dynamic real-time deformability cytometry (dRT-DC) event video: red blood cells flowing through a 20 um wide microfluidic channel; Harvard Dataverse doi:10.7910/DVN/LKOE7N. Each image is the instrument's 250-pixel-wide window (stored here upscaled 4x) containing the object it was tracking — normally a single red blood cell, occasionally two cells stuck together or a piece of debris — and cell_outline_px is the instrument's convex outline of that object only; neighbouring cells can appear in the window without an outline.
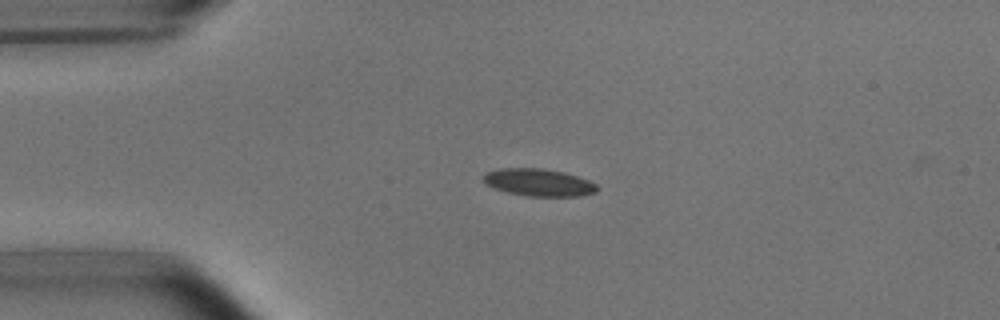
{"species": "common noctule bat (a hibernating species)", "species_latin": "Nyctalus noctula", "temperature_condition": "room temperature", "stored_images_in_passage": 49, "camera_frame_rate_fps": 3000, "um_per_image_px": 0.085, "animal": {"sex": "male", "body_mass_g": 15.6}, "frame": {"image": 1, "passage_image": 9, "time_ms": 2.667, "image_size_px": [1000, 320], "cell_outline_px": [[596, 192], [580, 196], [524, 196], [508, 192], [496, 188], [488, 184], [484, 180], [484, 176], [488, 172], [500, 168], [544, 168], [564, 172], [588, 180], [596, 184]], "centroid_in_image_um": [45.81, 15.5], "position_along_channel_um": 39.2, "area_um2": 17.86}}
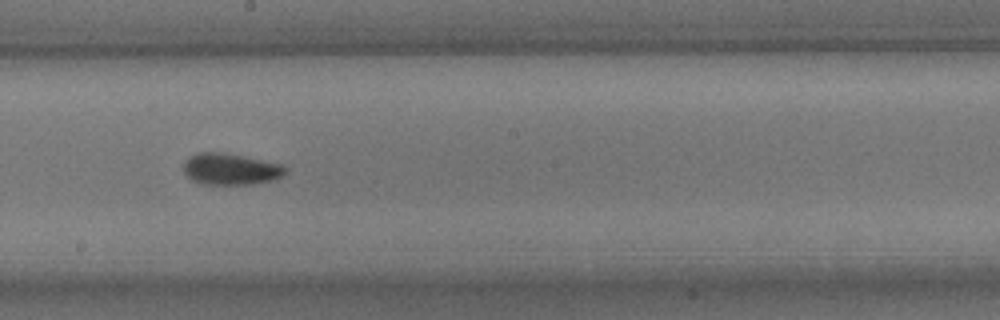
{"frame": {"image": 2, "passage_image": 26, "time_ms": 8.333, "image_size_px": [1000, 320], "cell_outline_px": [[288, 172], [272, 180], [252, 184], [200, 184], [192, 180], [184, 172], [184, 160], [188, 156], [200, 152], [220, 152], [280, 164], [288, 168]], "centroid_in_image_um": [19.56, 14.38], "position_along_channel_um": 228.6, "area_um2": 18.5}}
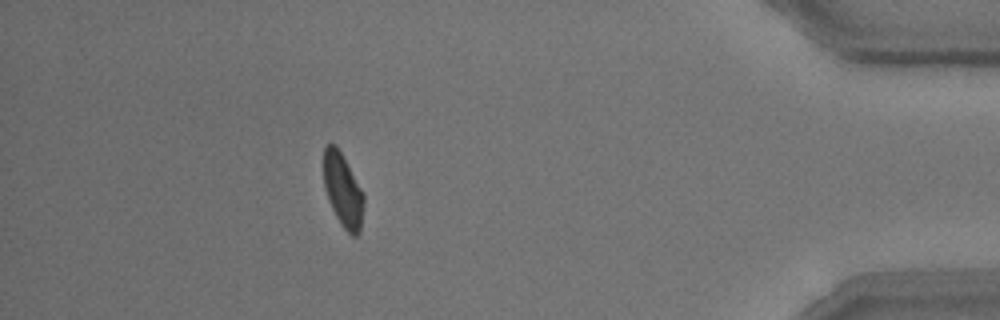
{"frame": {"image": 3, "passage_image": 44, "time_ms": 14.333, "image_size_px": [1000, 320], "cell_outline_px": [[364, 204], [360, 232], [356, 236], [352, 236], [340, 224], [328, 200], [324, 188], [324, 148], [328, 144], [332, 144], [340, 152], [360, 188], [364, 196]], "centroid_in_image_um": [29.14, 16.24], "position_along_channel_um": 406.1, "area_um2": 16.76}, "authors_computed_cell_mechanics": {"area_um2": 17.8024, "velocity_mm_per_s": 3.7964, "shape_relaxation_time_tau1_ms": 4.1782, "shape_relaxation_time_tau2_ms": 1.1467, "deformation_change_tau1": 0.1251, "deformation_change_tau2": 0.0642}}